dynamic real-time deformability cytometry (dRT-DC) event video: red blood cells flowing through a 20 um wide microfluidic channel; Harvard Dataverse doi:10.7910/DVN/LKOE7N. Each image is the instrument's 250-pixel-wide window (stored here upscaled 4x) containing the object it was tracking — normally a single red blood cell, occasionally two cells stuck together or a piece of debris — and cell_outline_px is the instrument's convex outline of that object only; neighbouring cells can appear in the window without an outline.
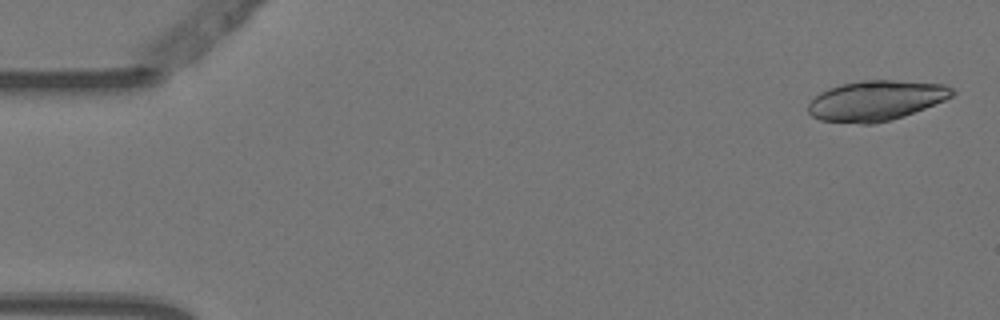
{"species": "Egyptian fruit bat (a non-hibernating species)", "species_latin": "Rousettus aegyptiacus", "temperature_condition": "warm", "stored_images_in_passage": 5, "camera_frame_rate_fps": 3000, "um_per_image_px": 0.085, "animal": {"sex": "female"}, "frame": {"image": 1, "passage_image": 1, "time_ms": 0.0, "image_size_px": [1000, 320], "cell_outline_px": [[956, 92], [952, 96], [944, 100], [904, 116], [892, 120], [872, 124], [860, 124], [820, 120], [812, 116], [808, 112], [808, 104], [820, 92], [828, 88], [840, 84], [860, 80], [892, 80], [944, 84], [952, 88]], "centroid_in_image_um": [74.44, 8.55], "position_along_channel_um": 10.6, "area_um2": 33.7}}